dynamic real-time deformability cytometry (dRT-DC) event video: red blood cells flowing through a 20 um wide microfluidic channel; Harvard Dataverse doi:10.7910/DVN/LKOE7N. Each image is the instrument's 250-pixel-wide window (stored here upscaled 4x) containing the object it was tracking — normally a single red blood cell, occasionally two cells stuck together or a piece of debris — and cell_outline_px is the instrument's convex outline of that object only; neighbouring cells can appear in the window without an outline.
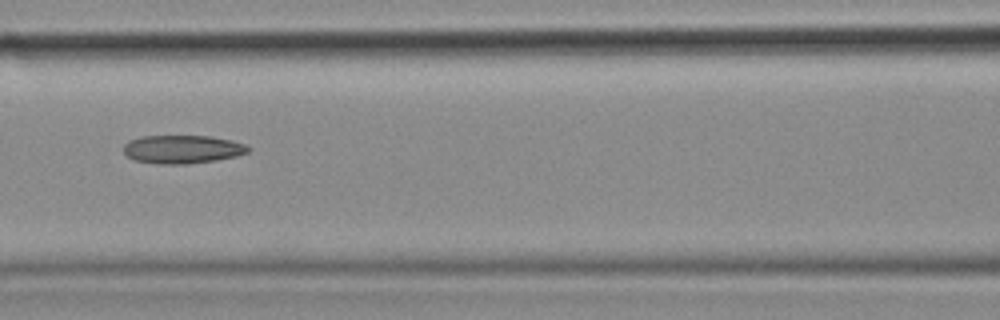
{"species": "common noctule bat (a hibernating species)", "species_latin": "Nyctalus noctula", "temperature_condition": "cold", "stored_images_in_passage": 48, "camera_frame_rate_fps": 3000, "um_per_image_px": 0.085, "animal": {"sex": "female", "body_mass_g": 18.4}, "frame": {"image": 1, "passage_image": 21, "time_ms": 6.667, "image_size_px": [1000, 320], "cell_outline_px": [[252, 148], [248, 152], [236, 156], [216, 160], [184, 164], [160, 164], [136, 160], [128, 156], [124, 152], [124, 144], [128, 140], [140, 136], [212, 136], [232, 140], [244, 144]], "centroid_in_image_um": [15.51, 12.68], "position_along_channel_um": 151.1, "area_um2": 20.58}}